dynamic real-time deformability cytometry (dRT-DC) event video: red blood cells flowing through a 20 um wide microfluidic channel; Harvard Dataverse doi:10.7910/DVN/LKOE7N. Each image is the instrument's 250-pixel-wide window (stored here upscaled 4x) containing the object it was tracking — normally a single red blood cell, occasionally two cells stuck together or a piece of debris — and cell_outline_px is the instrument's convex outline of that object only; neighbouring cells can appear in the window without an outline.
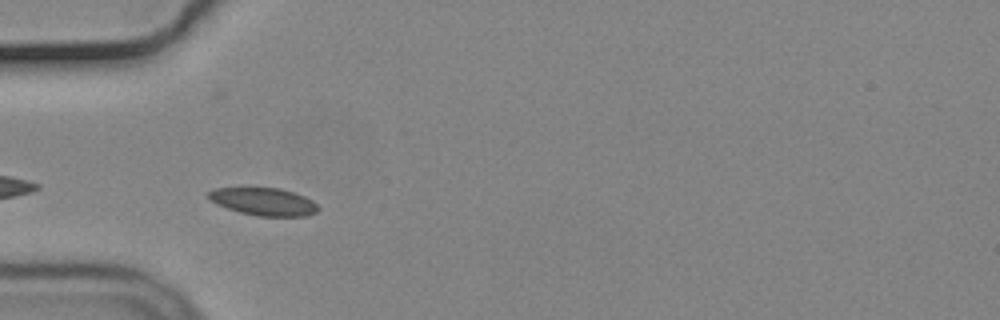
{"species": "common noctule bat (a hibernating species)", "species_latin": "Nyctalus noctula", "temperature_condition": "cold", "stored_images_in_passage": 6, "camera_frame_rate_fps": 3000, "um_per_image_px": 0.085, "animal": {"sex": "male", "body_mass_g": 19.2, "forearm_length_mm": 51.8}, "frame": {"image": 1, "passage_image": 3, "time_ms": 0.667, "image_size_px": [1000, 320], "cell_outline_px": [[320, 208], [316, 212], [304, 216], [256, 216], [240, 212], [216, 204], [208, 196], [208, 192], [216, 188], [280, 188], [304, 196], [312, 200]], "centroid_in_image_um": [22.43, 17.14], "position_along_channel_um": 62.6, "area_um2": 17.46}}